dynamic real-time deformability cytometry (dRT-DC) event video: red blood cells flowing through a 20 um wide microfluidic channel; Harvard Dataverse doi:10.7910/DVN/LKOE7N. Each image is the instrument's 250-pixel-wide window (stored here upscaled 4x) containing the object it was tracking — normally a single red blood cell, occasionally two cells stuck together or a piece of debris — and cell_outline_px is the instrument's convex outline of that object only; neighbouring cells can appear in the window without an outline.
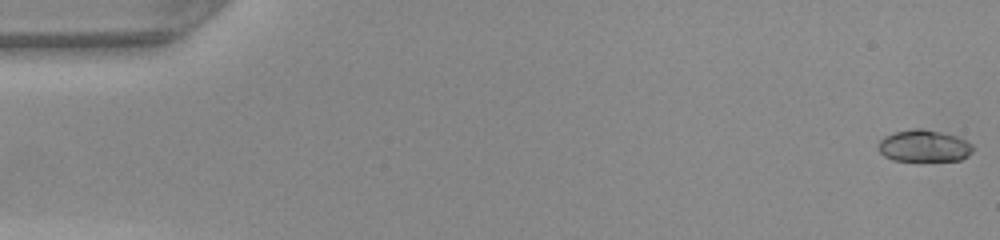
{"species": "common noctule bat (a hibernating species)", "species_latin": "Nyctalus noctula", "temperature_condition": "warm", "stored_images_in_passage": 49, "camera_frame_rate_fps": 3000, "um_per_image_px": 0.085, "animal": {"sex": "female", "body_mass_g": 22.0, "forearm_length_mm": 56.7}, "frame": {"image": 1, "passage_image": 1, "time_ms": 0.0, "image_size_px": [1000, 240], "cell_outline_px": [[972, 152], [968, 156], [960, 160], [892, 160], [884, 156], [876, 148], [876, 144], [884, 136], [892, 132], [912, 128], [920, 128], [940, 132], [956, 136], [972, 144]], "centroid_in_image_um": [78.47, 12.39], "position_along_channel_um": 6.5, "area_um2": 17.63}}
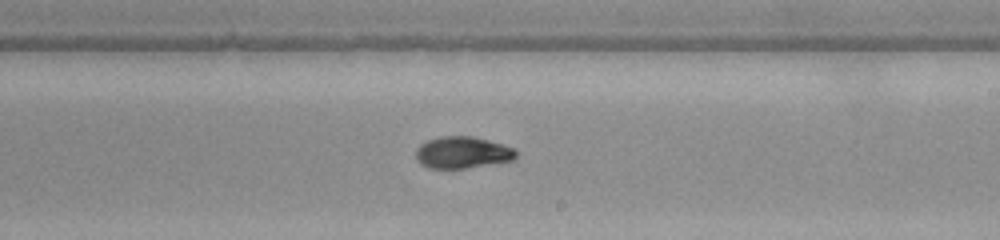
{"frame": {"image": 2, "passage_image": 29, "time_ms": 9.333, "image_size_px": [1000, 240], "cell_outline_px": [[516, 156], [512, 160], [464, 168], [428, 168], [420, 164], [416, 160], [416, 148], [420, 144], [428, 140], [440, 136], [472, 136], [488, 140], [516, 148]], "centroid_in_image_um": [39.27, 12.95], "position_along_channel_um": 249.7, "area_um2": 18.5}}
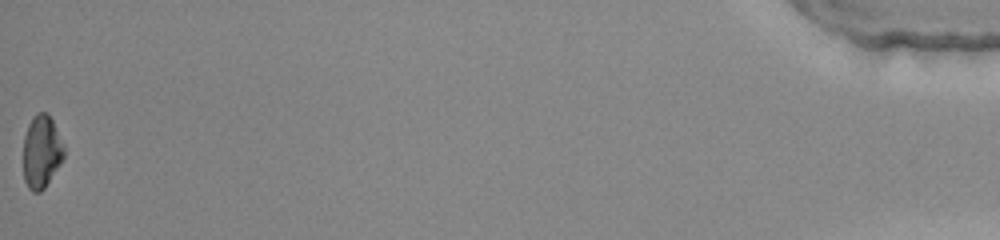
{"frame": {"image": 3, "passage_image": 49, "time_ms": 16.0, "image_size_px": [1000, 240], "cell_outline_px": [[64, 156], [60, 164], [44, 188], [40, 192], [32, 192], [28, 188], [24, 180], [24, 136], [28, 124], [32, 116], [36, 112], [48, 112], [64, 144]], "centroid_in_image_um": [3.53, 12.87], "position_along_channel_um": 431.7, "area_um2": 17.34}, "authors_computed_cell_mechanics": {"area_um2": 17.8024, "velocity_mm_per_s": 4.2509, "shape_relaxation_time_tau1_ms": 4.7631, "shape_relaxation_time_tau2_ms": 1.4519, "deformation_change_tau1": 0.213, "deformation_change_tau2": 0.0492}}